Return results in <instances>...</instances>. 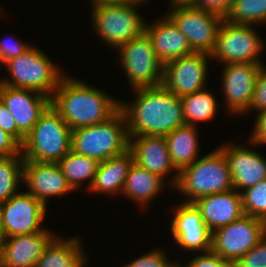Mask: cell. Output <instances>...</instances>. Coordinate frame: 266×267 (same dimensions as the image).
Listing matches in <instances>:
<instances>
[{
	"label": "cell",
	"mask_w": 266,
	"mask_h": 267,
	"mask_svg": "<svg viewBox=\"0 0 266 267\" xmlns=\"http://www.w3.org/2000/svg\"><path fill=\"white\" fill-rule=\"evenodd\" d=\"M173 212L170 231L176 244L184 251L200 253L210 251L212 233L195 205L183 202L177 205Z\"/></svg>",
	"instance_id": "16"
},
{
	"label": "cell",
	"mask_w": 266,
	"mask_h": 267,
	"mask_svg": "<svg viewBox=\"0 0 266 267\" xmlns=\"http://www.w3.org/2000/svg\"><path fill=\"white\" fill-rule=\"evenodd\" d=\"M13 38V39H11ZM9 39L0 40V63L5 64L8 60L22 55L32 45L24 43L20 39L11 37ZM12 41H11V40Z\"/></svg>",
	"instance_id": "34"
},
{
	"label": "cell",
	"mask_w": 266,
	"mask_h": 267,
	"mask_svg": "<svg viewBox=\"0 0 266 267\" xmlns=\"http://www.w3.org/2000/svg\"><path fill=\"white\" fill-rule=\"evenodd\" d=\"M55 237L44 249L36 267H84L87 255L78 237ZM63 239V240H62Z\"/></svg>",
	"instance_id": "24"
},
{
	"label": "cell",
	"mask_w": 266,
	"mask_h": 267,
	"mask_svg": "<svg viewBox=\"0 0 266 267\" xmlns=\"http://www.w3.org/2000/svg\"><path fill=\"white\" fill-rule=\"evenodd\" d=\"M170 5H189L195 4L197 0H169Z\"/></svg>",
	"instance_id": "42"
},
{
	"label": "cell",
	"mask_w": 266,
	"mask_h": 267,
	"mask_svg": "<svg viewBox=\"0 0 266 267\" xmlns=\"http://www.w3.org/2000/svg\"><path fill=\"white\" fill-rule=\"evenodd\" d=\"M164 137L172 163L178 171L199 158L200 141L197 126L185 124Z\"/></svg>",
	"instance_id": "26"
},
{
	"label": "cell",
	"mask_w": 266,
	"mask_h": 267,
	"mask_svg": "<svg viewBox=\"0 0 266 267\" xmlns=\"http://www.w3.org/2000/svg\"><path fill=\"white\" fill-rule=\"evenodd\" d=\"M163 249H153L145 253L123 267H173L176 262H170Z\"/></svg>",
	"instance_id": "32"
},
{
	"label": "cell",
	"mask_w": 266,
	"mask_h": 267,
	"mask_svg": "<svg viewBox=\"0 0 266 267\" xmlns=\"http://www.w3.org/2000/svg\"><path fill=\"white\" fill-rule=\"evenodd\" d=\"M1 228H2V211H1V204H0V234H1Z\"/></svg>",
	"instance_id": "45"
},
{
	"label": "cell",
	"mask_w": 266,
	"mask_h": 267,
	"mask_svg": "<svg viewBox=\"0 0 266 267\" xmlns=\"http://www.w3.org/2000/svg\"><path fill=\"white\" fill-rule=\"evenodd\" d=\"M254 27V25L235 24L223 20L214 51L210 54L211 58L223 64H264L259 56L264 52L265 42Z\"/></svg>",
	"instance_id": "8"
},
{
	"label": "cell",
	"mask_w": 266,
	"mask_h": 267,
	"mask_svg": "<svg viewBox=\"0 0 266 267\" xmlns=\"http://www.w3.org/2000/svg\"><path fill=\"white\" fill-rule=\"evenodd\" d=\"M129 134L125 114L119 109L108 120L72 130L71 151L98 162L129 150Z\"/></svg>",
	"instance_id": "4"
},
{
	"label": "cell",
	"mask_w": 266,
	"mask_h": 267,
	"mask_svg": "<svg viewBox=\"0 0 266 267\" xmlns=\"http://www.w3.org/2000/svg\"><path fill=\"white\" fill-rule=\"evenodd\" d=\"M220 267H237L235 261H225Z\"/></svg>",
	"instance_id": "43"
},
{
	"label": "cell",
	"mask_w": 266,
	"mask_h": 267,
	"mask_svg": "<svg viewBox=\"0 0 266 267\" xmlns=\"http://www.w3.org/2000/svg\"><path fill=\"white\" fill-rule=\"evenodd\" d=\"M119 62L132 89L158 87L163 81V64L145 32L118 49Z\"/></svg>",
	"instance_id": "9"
},
{
	"label": "cell",
	"mask_w": 266,
	"mask_h": 267,
	"mask_svg": "<svg viewBox=\"0 0 266 267\" xmlns=\"http://www.w3.org/2000/svg\"><path fill=\"white\" fill-rule=\"evenodd\" d=\"M50 230L3 238L0 267H36L44 249L56 237Z\"/></svg>",
	"instance_id": "20"
},
{
	"label": "cell",
	"mask_w": 266,
	"mask_h": 267,
	"mask_svg": "<svg viewBox=\"0 0 266 267\" xmlns=\"http://www.w3.org/2000/svg\"><path fill=\"white\" fill-rule=\"evenodd\" d=\"M51 106L75 130L108 120L120 109V101L66 74L51 97Z\"/></svg>",
	"instance_id": "2"
},
{
	"label": "cell",
	"mask_w": 266,
	"mask_h": 267,
	"mask_svg": "<svg viewBox=\"0 0 266 267\" xmlns=\"http://www.w3.org/2000/svg\"><path fill=\"white\" fill-rule=\"evenodd\" d=\"M174 188L186 197L184 203H193L197 199L233 190V181L228 161L219 148L189 166L181 169Z\"/></svg>",
	"instance_id": "3"
},
{
	"label": "cell",
	"mask_w": 266,
	"mask_h": 267,
	"mask_svg": "<svg viewBox=\"0 0 266 267\" xmlns=\"http://www.w3.org/2000/svg\"><path fill=\"white\" fill-rule=\"evenodd\" d=\"M209 231L227 226L244 214L241 193L230 190L201 197L193 202Z\"/></svg>",
	"instance_id": "21"
},
{
	"label": "cell",
	"mask_w": 266,
	"mask_h": 267,
	"mask_svg": "<svg viewBox=\"0 0 266 267\" xmlns=\"http://www.w3.org/2000/svg\"><path fill=\"white\" fill-rule=\"evenodd\" d=\"M72 130L50 105L21 145L26 161L58 163L71 151Z\"/></svg>",
	"instance_id": "5"
},
{
	"label": "cell",
	"mask_w": 266,
	"mask_h": 267,
	"mask_svg": "<svg viewBox=\"0 0 266 267\" xmlns=\"http://www.w3.org/2000/svg\"><path fill=\"white\" fill-rule=\"evenodd\" d=\"M3 238L45 231L42 221L47 206L27 192H19L1 203ZM44 228V229H43Z\"/></svg>",
	"instance_id": "13"
},
{
	"label": "cell",
	"mask_w": 266,
	"mask_h": 267,
	"mask_svg": "<svg viewBox=\"0 0 266 267\" xmlns=\"http://www.w3.org/2000/svg\"><path fill=\"white\" fill-rule=\"evenodd\" d=\"M134 163L130 150L99 162L93 183L88 191L101 194L121 193L125 184L129 169Z\"/></svg>",
	"instance_id": "23"
},
{
	"label": "cell",
	"mask_w": 266,
	"mask_h": 267,
	"mask_svg": "<svg viewBox=\"0 0 266 267\" xmlns=\"http://www.w3.org/2000/svg\"><path fill=\"white\" fill-rule=\"evenodd\" d=\"M259 114V115H258ZM253 131L249 139V144L265 145L266 144V111L257 113Z\"/></svg>",
	"instance_id": "38"
},
{
	"label": "cell",
	"mask_w": 266,
	"mask_h": 267,
	"mask_svg": "<svg viewBox=\"0 0 266 267\" xmlns=\"http://www.w3.org/2000/svg\"><path fill=\"white\" fill-rule=\"evenodd\" d=\"M264 221L243 215L212 232L211 250L225 261H237L265 236Z\"/></svg>",
	"instance_id": "11"
},
{
	"label": "cell",
	"mask_w": 266,
	"mask_h": 267,
	"mask_svg": "<svg viewBox=\"0 0 266 267\" xmlns=\"http://www.w3.org/2000/svg\"><path fill=\"white\" fill-rule=\"evenodd\" d=\"M0 128L12 136L20 145L25 137L17 130L14 118L7 107L0 101Z\"/></svg>",
	"instance_id": "36"
},
{
	"label": "cell",
	"mask_w": 266,
	"mask_h": 267,
	"mask_svg": "<svg viewBox=\"0 0 266 267\" xmlns=\"http://www.w3.org/2000/svg\"><path fill=\"white\" fill-rule=\"evenodd\" d=\"M1 65V64H0ZM3 84V82H2V78H0V87H1V85Z\"/></svg>",
	"instance_id": "47"
},
{
	"label": "cell",
	"mask_w": 266,
	"mask_h": 267,
	"mask_svg": "<svg viewBox=\"0 0 266 267\" xmlns=\"http://www.w3.org/2000/svg\"><path fill=\"white\" fill-rule=\"evenodd\" d=\"M262 65L264 64H224L220 78L229 114L241 115L249 111Z\"/></svg>",
	"instance_id": "14"
},
{
	"label": "cell",
	"mask_w": 266,
	"mask_h": 267,
	"mask_svg": "<svg viewBox=\"0 0 266 267\" xmlns=\"http://www.w3.org/2000/svg\"><path fill=\"white\" fill-rule=\"evenodd\" d=\"M186 125L196 126L197 123L215 118L219 104L213 93L203 89L180 97Z\"/></svg>",
	"instance_id": "27"
},
{
	"label": "cell",
	"mask_w": 266,
	"mask_h": 267,
	"mask_svg": "<svg viewBox=\"0 0 266 267\" xmlns=\"http://www.w3.org/2000/svg\"><path fill=\"white\" fill-rule=\"evenodd\" d=\"M62 174L66 177L68 183L75 191L79 189L85 180L89 181L87 188L91 187L99 162L93 158H89L70 151L58 163Z\"/></svg>",
	"instance_id": "28"
},
{
	"label": "cell",
	"mask_w": 266,
	"mask_h": 267,
	"mask_svg": "<svg viewBox=\"0 0 266 267\" xmlns=\"http://www.w3.org/2000/svg\"><path fill=\"white\" fill-rule=\"evenodd\" d=\"M20 153L21 145L0 128V157H9Z\"/></svg>",
	"instance_id": "39"
},
{
	"label": "cell",
	"mask_w": 266,
	"mask_h": 267,
	"mask_svg": "<svg viewBox=\"0 0 266 267\" xmlns=\"http://www.w3.org/2000/svg\"><path fill=\"white\" fill-rule=\"evenodd\" d=\"M23 165L22 153L0 157V204L19 193V184L23 183Z\"/></svg>",
	"instance_id": "29"
},
{
	"label": "cell",
	"mask_w": 266,
	"mask_h": 267,
	"mask_svg": "<svg viewBox=\"0 0 266 267\" xmlns=\"http://www.w3.org/2000/svg\"><path fill=\"white\" fill-rule=\"evenodd\" d=\"M2 243H3V237H2V234H0V264H1V258H2Z\"/></svg>",
	"instance_id": "44"
},
{
	"label": "cell",
	"mask_w": 266,
	"mask_h": 267,
	"mask_svg": "<svg viewBox=\"0 0 266 267\" xmlns=\"http://www.w3.org/2000/svg\"><path fill=\"white\" fill-rule=\"evenodd\" d=\"M135 101L120 100V109L125 114L129 137L166 136L185 125L183 107L177 97L162 85L133 89Z\"/></svg>",
	"instance_id": "1"
},
{
	"label": "cell",
	"mask_w": 266,
	"mask_h": 267,
	"mask_svg": "<svg viewBox=\"0 0 266 267\" xmlns=\"http://www.w3.org/2000/svg\"><path fill=\"white\" fill-rule=\"evenodd\" d=\"M173 267H184V266H182L181 264H179V263L176 262Z\"/></svg>",
	"instance_id": "46"
},
{
	"label": "cell",
	"mask_w": 266,
	"mask_h": 267,
	"mask_svg": "<svg viewBox=\"0 0 266 267\" xmlns=\"http://www.w3.org/2000/svg\"><path fill=\"white\" fill-rule=\"evenodd\" d=\"M231 4L232 0H197L194 5L225 17Z\"/></svg>",
	"instance_id": "40"
},
{
	"label": "cell",
	"mask_w": 266,
	"mask_h": 267,
	"mask_svg": "<svg viewBox=\"0 0 266 267\" xmlns=\"http://www.w3.org/2000/svg\"><path fill=\"white\" fill-rule=\"evenodd\" d=\"M23 183L27 185V193L36 197L45 206L49 198L61 197L74 191L57 163L24 160Z\"/></svg>",
	"instance_id": "19"
},
{
	"label": "cell",
	"mask_w": 266,
	"mask_h": 267,
	"mask_svg": "<svg viewBox=\"0 0 266 267\" xmlns=\"http://www.w3.org/2000/svg\"><path fill=\"white\" fill-rule=\"evenodd\" d=\"M165 179L137 166L135 163L129 169L122 195L132 199L139 207H148L149 202L163 191Z\"/></svg>",
	"instance_id": "25"
},
{
	"label": "cell",
	"mask_w": 266,
	"mask_h": 267,
	"mask_svg": "<svg viewBox=\"0 0 266 267\" xmlns=\"http://www.w3.org/2000/svg\"><path fill=\"white\" fill-rule=\"evenodd\" d=\"M146 1L131 0L92 7L91 23L104 44L116 50L144 32L146 21L137 10Z\"/></svg>",
	"instance_id": "7"
},
{
	"label": "cell",
	"mask_w": 266,
	"mask_h": 267,
	"mask_svg": "<svg viewBox=\"0 0 266 267\" xmlns=\"http://www.w3.org/2000/svg\"><path fill=\"white\" fill-rule=\"evenodd\" d=\"M126 1H131V0H89V2H91L90 4L92 7L102 4L123 3Z\"/></svg>",
	"instance_id": "41"
},
{
	"label": "cell",
	"mask_w": 266,
	"mask_h": 267,
	"mask_svg": "<svg viewBox=\"0 0 266 267\" xmlns=\"http://www.w3.org/2000/svg\"><path fill=\"white\" fill-rule=\"evenodd\" d=\"M251 109L258 110L256 111L258 113L266 111V67L264 65L258 74L249 110Z\"/></svg>",
	"instance_id": "35"
},
{
	"label": "cell",
	"mask_w": 266,
	"mask_h": 267,
	"mask_svg": "<svg viewBox=\"0 0 266 267\" xmlns=\"http://www.w3.org/2000/svg\"><path fill=\"white\" fill-rule=\"evenodd\" d=\"M0 101L12 114L17 130L26 137L51 105V98L31 89L13 88L2 84Z\"/></svg>",
	"instance_id": "15"
},
{
	"label": "cell",
	"mask_w": 266,
	"mask_h": 267,
	"mask_svg": "<svg viewBox=\"0 0 266 267\" xmlns=\"http://www.w3.org/2000/svg\"><path fill=\"white\" fill-rule=\"evenodd\" d=\"M224 262L225 260L210 250L190 259L185 267H220Z\"/></svg>",
	"instance_id": "37"
},
{
	"label": "cell",
	"mask_w": 266,
	"mask_h": 267,
	"mask_svg": "<svg viewBox=\"0 0 266 267\" xmlns=\"http://www.w3.org/2000/svg\"><path fill=\"white\" fill-rule=\"evenodd\" d=\"M237 267H266V235L236 261Z\"/></svg>",
	"instance_id": "33"
},
{
	"label": "cell",
	"mask_w": 266,
	"mask_h": 267,
	"mask_svg": "<svg viewBox=\"0 0 266 267\" xmlns=\"http://www.w3.org/2000/svg\"><path fill=\"white\" fill-rule=\"evenodd\" d=\"M211 59L210 54L194 52L165 63L162 86L177 97L207 88V65Z\"/></svg>",
	"instance_id": "12"
},
{
	"label": "cell",
	"mask_w": 266,
	"mask_h": 267,
	"mask_svg": "<svg viewBox=\"0 0 266 267\" xmlns=\"http://www.w3.org/2000/svg\"><path fill=\"white\" fill-rule=\"evenodd\" d=\"M129 150L131 151L134 163L148 170L149 172L166 178V175L175 172L167 181L172 188L177 183L179 171L172 163L164 136H136L129 137Z\"/></svg>",
	"instance_id": "18"
},
{
	"label": "cell",
	"mask_w": 266,
	"mask_h": 267,
	"mask_svg": "<svg viewBox=\"0 0 266 267\" xmlns=\"http://www.w3.org/2000/svg\"><path fill=\"white\" fill-rule=\"evenodd\" d=\"M166 15L183 33L194 52L211 54L224 17L194 4L170 5Z\"/></svg>",
	"instance_id": "10"
},
{
	"label": "cell",
	"mask_w": 266,
	"mask_h": 267,
	"mask_svg": "<svg viewBox=\"0 0 266 267\" xmlns=\"http://www.w3.org/2000/svg\"><path fill=\"white\" fill-rule=\"evenodd\" d=\"M224 20L229 23L254 25L266 23V0H232Z\"/></svg>",
	"instance_id": "30"
},
{
	"label": "cell",
	"mask_w": 266,
	"mask_h": 267,
	"mask_svg": "<svg viewBox=\"0 0 266 267\" xmlns=\"http://www.w3.org/2000/svg\"><path fill=\"white\" fill-rule=\"evenodd\" d=\"M264 226H265V234H266V220L264 221Z\"/></svg>",
	"instance_id": "48"
},
{
	"label": "cell",
	"mask_w": 266,
	"mask_h": 267,
	"mask_svg": "<svg viewBox=\"0 0 266 267\" xmlns=\"http://www.w3.org/2000/svg\"><path fill=\"white\" fill-rule=\"evenodd\" d=\"M224 152L231 172L234 190L242 192L266 179V158L244 145L225 143Z\"/></svg>",
	"instance_id": "17"
},
{
	"label": "cell",
	"mask_w": 266,
	"mask_h": 267,
	"mask_svg": "<svg viewBox=\"0 0 266 267\" xmlns=\"http://www.w3.org/2000/svg\"><path fill=\"white\" fill-rule=\"evenodd\" d=\"M4 66L10 73L9 79L2 78L4 85L35 90L50 98L66 75L44 51L33 45Z\"/></svg>",
	"instance_id": "6"
},
{
	"label": "cell",
	"mask_w": 266,
	"mask_h": 267,
	"mask_svg": "<svg viewBox=\"0 0 266 267\" xmlns=\"http://www.w3.org/2000/svg\"><path fill=\"white\" fill-rule=\"evenodd\" d=\"M245 215L266 220V179L241 192Z\"/></svg>",
	"instance_id": "31"
},
{
	"label": "cell",
	"mask_w": 266,
	"mask_h": 267,
	"mask_svg": "<svg viewBox=\"0 0 266 267\" xmlns=\"http://www.w3.org/2000/svg\"><path fill=\"white\" fill-rule=\"evenodd\" d=\"M144 32L150 38L156 56L163 65L194 53L187 37L167 15L154 23H145Z\"/></svg>",
	"instance_id": "22"
}]
</instances>
